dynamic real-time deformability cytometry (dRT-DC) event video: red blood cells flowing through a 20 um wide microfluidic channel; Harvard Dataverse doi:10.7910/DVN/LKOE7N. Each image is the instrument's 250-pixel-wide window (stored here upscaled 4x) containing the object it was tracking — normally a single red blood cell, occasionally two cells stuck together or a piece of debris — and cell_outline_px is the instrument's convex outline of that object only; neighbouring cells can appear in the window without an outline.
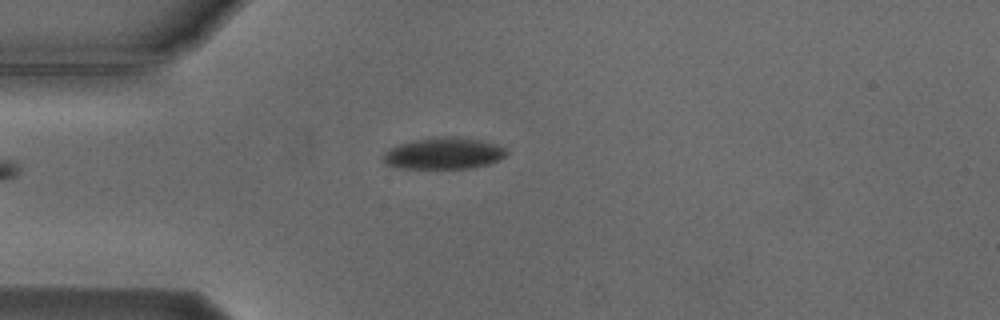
{"species": "Egyptian fruit bat (a non-hibernating species)", "species_latin": "Rousettus aegyptiacus", "temperature_condition": "cold", "stored_images_in_passage": 4, "camera_frame_rate_fps": 3000, "um_per_image_px": 0.085, "animal": {"sex": "male"}, "frame": {"image": 1, "passage_image": 4, "time_ms": 3.333, "image_size_px": [1000, 320], "cell_outline_px": [[508, 152], [500, 160], [488, 164], [472, 168], [400, 168], [388, 164], [384, 160], [384, 156], [392, 148], [400, 144], [416, 140], [444, 136], [460, 136], [480, 140], [496, 144], [504, 148]], "centroid_in_image_um": [37.8, 13.03], "position_along_channel_um": 47.2, "area_um2": 22.31}}